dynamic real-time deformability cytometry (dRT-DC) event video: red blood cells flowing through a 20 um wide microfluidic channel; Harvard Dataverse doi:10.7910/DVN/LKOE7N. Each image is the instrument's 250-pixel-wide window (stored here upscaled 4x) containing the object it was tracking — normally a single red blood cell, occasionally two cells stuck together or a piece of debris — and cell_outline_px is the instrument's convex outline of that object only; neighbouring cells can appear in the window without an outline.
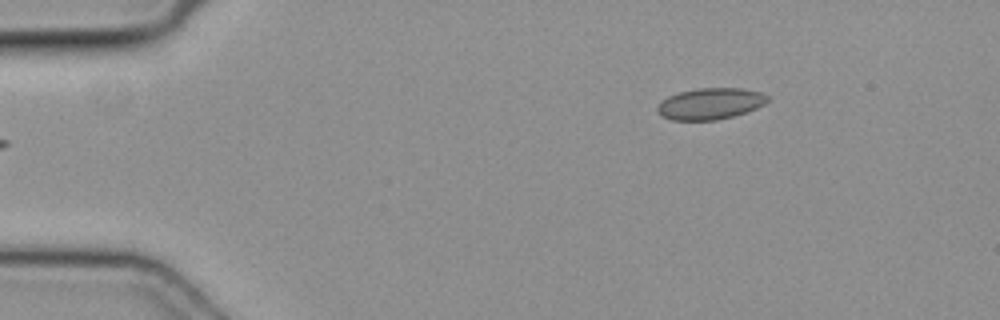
{"species": "common noctule bat (a hibernating species)", "species_latin": "Nyctalus noctula", "temperature_condition": "cold", "stored_images_in_passage": 43, "camera_frame_rate_fps": 3000, "um_per_image_px": 0.085, "animal": {"sex": "female", "body_mass_g": 19.3, "forearm_length_mm": 54.1}, "frame": {"image": 1, "passage_image": 1, "time_ms": 0.0, "image_size_px": [1000, 320], "cell_outline_px": [[768, 100], [764, 104], [756, 108], [732, 116], [716, 120], [672, 120], [664, 116], [656, 108], [660, 100], [668, 96], [680, 92], [700, 88], [740, 88], [760, 92], [768, 96]], "centroid_in_image_um": [60.36, 8.81], "position_along_channel_um": 24.6, "area_um2": 19.88}}
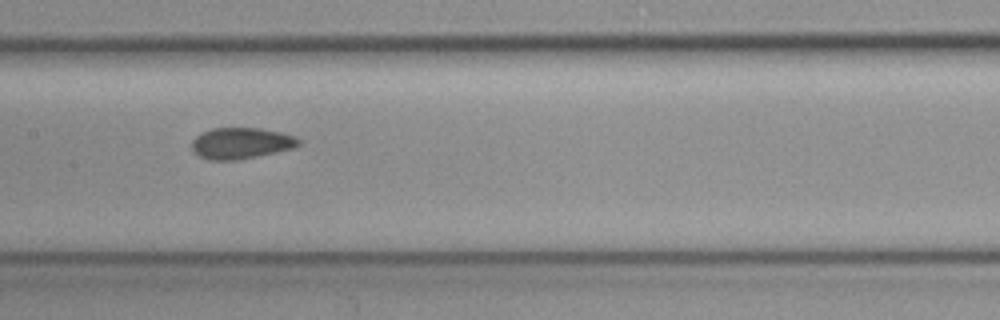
{"frame": {"image": 2, "passage_image": 18, "time_ms": 5.667, "image_size_px": [1000, 320], "cell_outline_px": [[300, 144], [292, 148], [256, 156], [236, 160], [212, 160], [200, 156], [192, 148], [192, 140], [196, 136], [212, 128], [260, 128], [280, 132], [296, 136], [300, 140]], "centroid_in_image_um": [20.5, 12.16], "position_along_channel_um": 186.9, "area_um2": 19.13}}
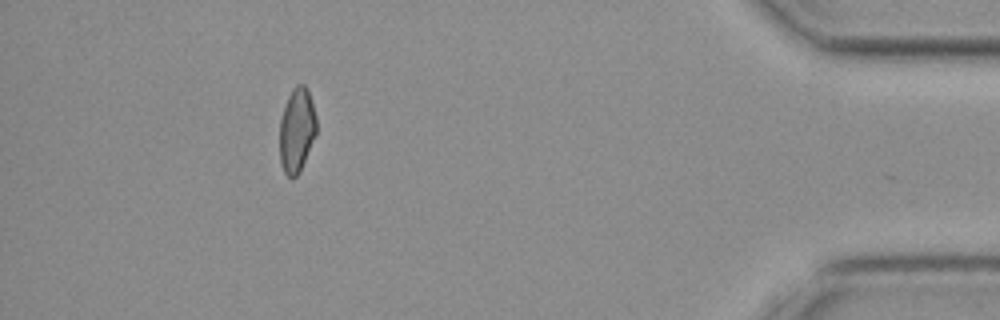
{"frame": {"image": 3, "passage_image": 38, "time_ms": 12.333, "image_size_px": [1000, 320], "cell_outline_px": [[316, 136], [300, 172], [292, 180], [284, 172], [280, 160], [280, 120], [288, 96], [292, 88], [296, 84], [304, 84], [308, 88], [316, 116]], "centroid_in_image_um": [25.24, 11.06], "position_along_channel_um": 410.0, "area_um2": 18.32}}